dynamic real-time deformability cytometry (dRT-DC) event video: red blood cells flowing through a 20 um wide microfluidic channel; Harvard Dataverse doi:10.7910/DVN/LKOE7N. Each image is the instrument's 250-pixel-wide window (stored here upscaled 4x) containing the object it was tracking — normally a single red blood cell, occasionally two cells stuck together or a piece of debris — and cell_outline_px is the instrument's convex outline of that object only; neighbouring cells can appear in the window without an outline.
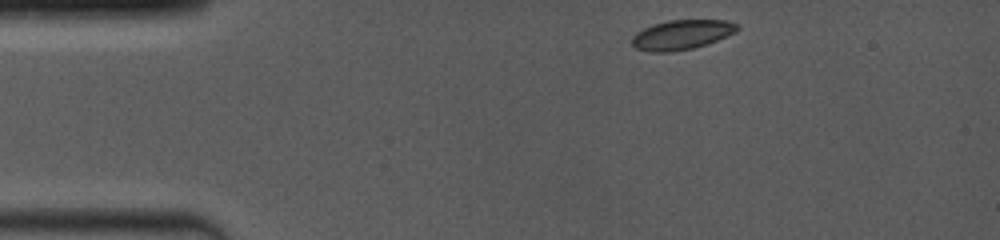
{"species": "common noctule bat (a hibernating species)", "species_latin": "Nyctalus noctula", "temperature_condition": "room temperature", "stored_images_in_passage": 14, "camera_frame_rate_fps": 4000, "um_per_image_px": 0.085, "animal": {"sex": "female", "body_mass_g": 19.0, "forearm_length_mm": 53.3}, "frame": {"image": 1, "passage_image": 1, "time_ms": 0.0, "image_size_px": [1000, 240], "cell_outline_px": [[740, 28], [736, 32], [708, 44], [692, 48], [668, 52], [648, 52], [636, 48], [632, 44], [632, 36], [636, 32], [652, 24], [668, 20], [728, 20], [740, 24]], "centroid_in_image_um": [57.97, 2.94], "position_along_channel_um": 27.0, "area_um2": 18.38}}
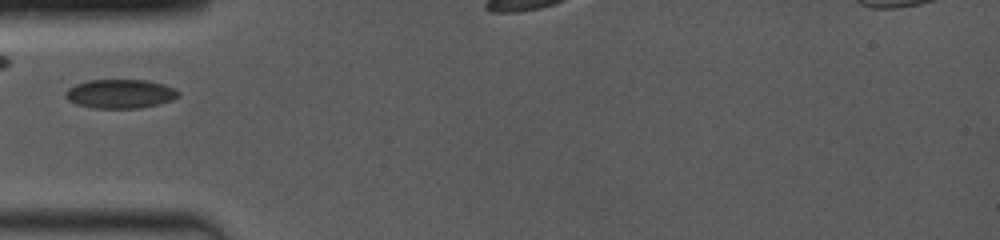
{"frame": {"image": 2, "passage_image": 10, "time_ms": 2.75, "image_size_px": [1000, 240], "cell_outline_px": [[180, 96], [172, 100], [160, 104], [140, 108], [92, 108], [76, 104], [68, 100], [64, 96], [64, 92], [68, 88], [76, 84], [88, 80], [148, 80], [164, 84], [176, 88], [180, 92]], "centroid_in_image_um": [10.24, 7.97], "position_along_channel_um": 74.8, "area_um2": 19.36}}